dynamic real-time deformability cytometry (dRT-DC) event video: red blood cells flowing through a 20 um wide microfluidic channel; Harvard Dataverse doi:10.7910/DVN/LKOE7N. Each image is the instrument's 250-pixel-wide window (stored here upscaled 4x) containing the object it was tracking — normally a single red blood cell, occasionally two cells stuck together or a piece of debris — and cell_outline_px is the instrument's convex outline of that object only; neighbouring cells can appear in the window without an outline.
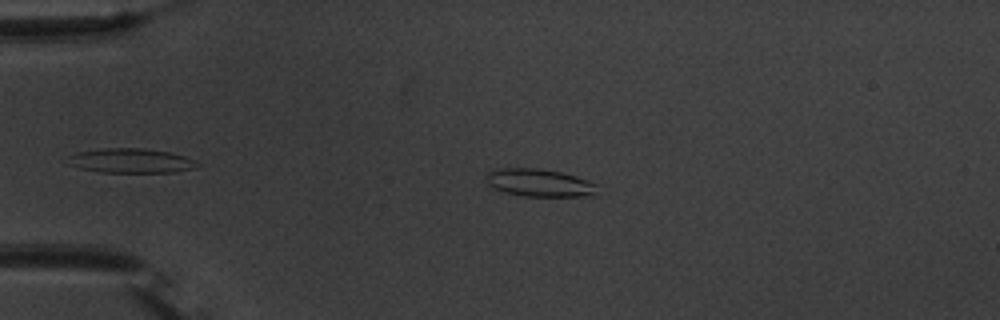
{"species": "common noctule bat (a hibernating species)", "species_latin": "Nyctalus noctula", "temperature_condition": "warm", "stored_images_in_passage": 42, "camera_frame_rate_fps": 3000, "um_per_image_px": 0.085, "animal": {"sex": "male", "body_mass_g": 20.1, "forearm_length_mm": 53.5}, "frame": {"image": 1, "passage_image": 5, "time_ms": 1.333, "image_size_px": [1000, 320], "cell_outline_px": [[596, 196], [524, 196], [504, 192], [488, 184], [484, 176], [488, 172], [500, 168], [540, 168], [560, 172], [576, 176], [596, 184]], "centroid_in_image_um": [45.84, 15.53], "position_along_channel_um": 39.2, "area_um2": 17.92}}
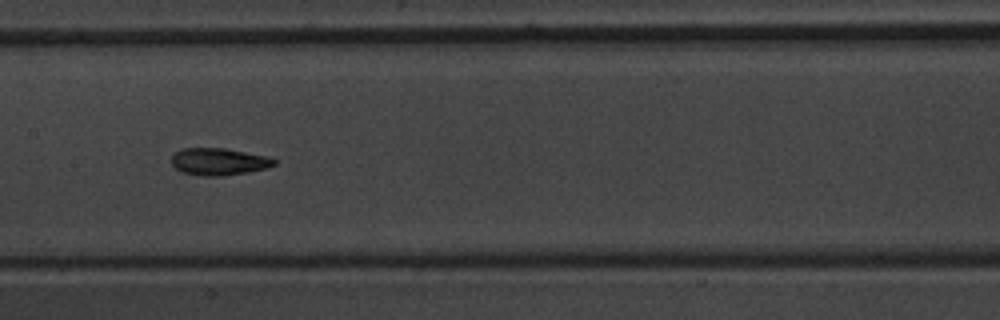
{"frame": {"image": 2, "passage_image": 20, "time_ms": 6.333, "image_size_px": [1000, 320], "cell_outline_px": [[276, 164], [268, 168], [248, 172], [220, 176], [204, 176], [180, 172], [172, 164], [172, 156], [176, 152], [184, 148], [224, 148], [268, 156], [276, 160]], "centroid_in_image_um": [18.62, 13.74], "position_along_channel_um": 188.8, "area_um2": 16.24}}
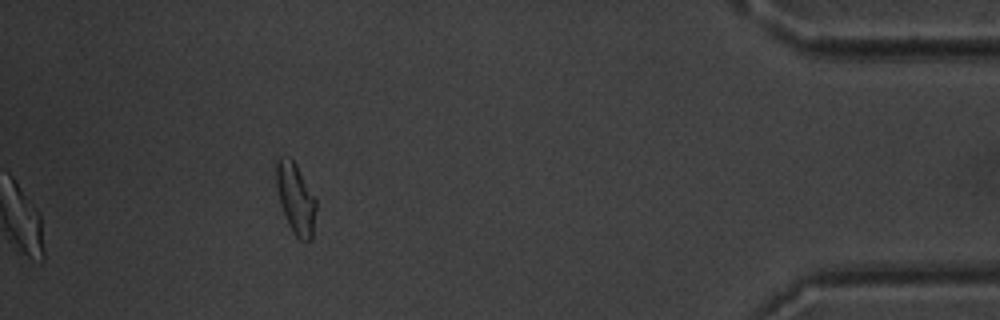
{"frame": {"image": 3, "passage_image": 42, "time_ms": 13.667, "image_size_px": [1000, 320], "cell_outline_px": [[316, 208], [312, 240], [300, 240], [292, 232], [288, 224], [280, 204], [276, 188], [276, 160], [280, 156], [288, 156], [296, 164], [316, 200]], "centroid_in_image_um": [25.11, 16.88], "position_along_channel_um": 410.1, "area_um2": 16.42}, "authors_computed_cell_mechanics": {"area_um2": 16.5019, "velocity_mm_per_s": 3.7094, "shape_relaxation_time_tau1_ms": 3.2572, "shape_relaxation_time_tau2_ms": 3.028, "deformation_change_tau1": 0.1575, "deformation_change_tau2": 0.1186}}